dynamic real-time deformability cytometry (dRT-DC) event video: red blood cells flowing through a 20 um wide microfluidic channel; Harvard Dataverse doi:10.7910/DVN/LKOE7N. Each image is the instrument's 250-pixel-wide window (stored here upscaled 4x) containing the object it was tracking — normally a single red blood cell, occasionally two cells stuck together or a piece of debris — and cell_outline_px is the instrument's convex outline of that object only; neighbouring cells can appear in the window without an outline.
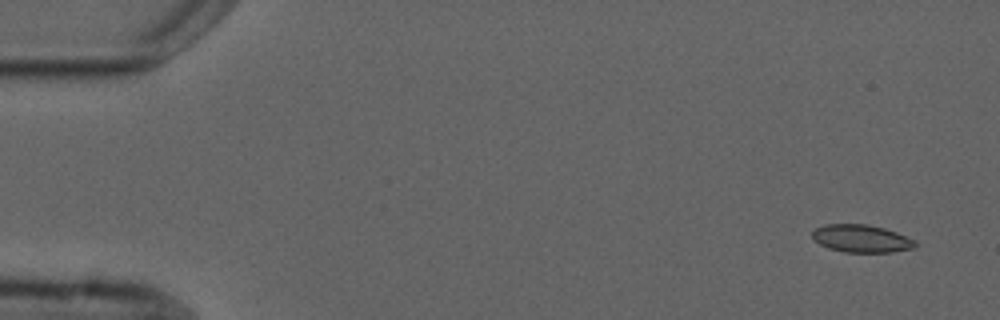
{"species": "common noctule bat (a hibernating species)", "species_latin": "Nyctalus noctula", "temperature_condition": "cold", "stored_images_in_passage": 5, "segment_of_instrument_passage": [1, 2], "camera_frame_rate_fps": 3000, "um_per_image_px": 0.085, "animal": {"sex": "male", "forearm_length_mm": 52.5}, "frame": {"image": 1, "passage_image": 1, "time_ms": 0.0, "image_size_px": [1000, 320], "cell_outline_px": [[916, 248], [892, 252], [844, 252], [828, 248], [812, 240], [812, 232], [816, 228], [824, 224], [868, 224], [884, 228], [896, 232], [916, 240]], "centroid_in_image_um": [73.22, 20.28], "position_along_channel_um": 11.8, "area_um2": 16.76}}